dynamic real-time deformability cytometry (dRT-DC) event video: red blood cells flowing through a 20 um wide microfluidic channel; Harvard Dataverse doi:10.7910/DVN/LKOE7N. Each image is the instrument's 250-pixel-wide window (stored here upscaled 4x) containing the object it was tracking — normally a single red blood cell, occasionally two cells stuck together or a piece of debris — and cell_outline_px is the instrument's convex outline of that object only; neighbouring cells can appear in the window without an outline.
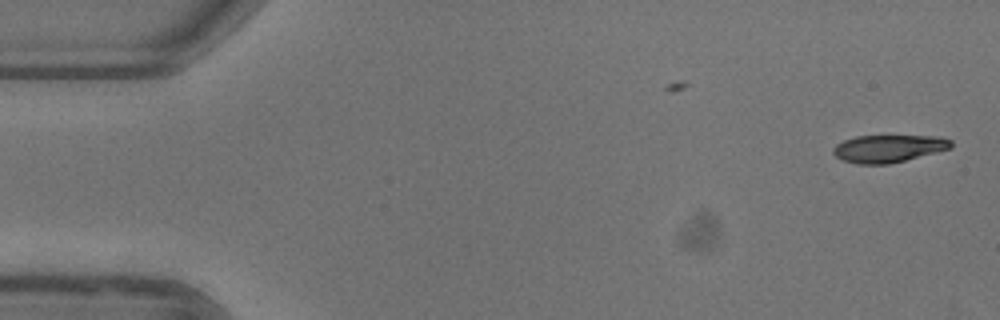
{"species": "common noctule bat (a hibernating species)", "species_latin": "Nyctalus noctula", "temperature_condition": "warm", "stored_images_in_passage": 9, "camera_frame_rate_fps": 3000, "um_per_image_px": 0.085, "animal": {"sex": "female"}, "frame": {"image": 1, "passage_image": 1, "time_ms": 0.0, "image_size_px": [1000, 320], "cell_outline_px": [[952, 148], [888, 164], [856, 164], [844, 160], [836, 156], [832, 152], [832, 148], [836, 144], [844, 140], [856, 136], [940, 136], [952, 140]], "centroid_in_image_um": [75.51, 12.61], "position_along_channel_um": 9.5, "area_um2": 18.79}}